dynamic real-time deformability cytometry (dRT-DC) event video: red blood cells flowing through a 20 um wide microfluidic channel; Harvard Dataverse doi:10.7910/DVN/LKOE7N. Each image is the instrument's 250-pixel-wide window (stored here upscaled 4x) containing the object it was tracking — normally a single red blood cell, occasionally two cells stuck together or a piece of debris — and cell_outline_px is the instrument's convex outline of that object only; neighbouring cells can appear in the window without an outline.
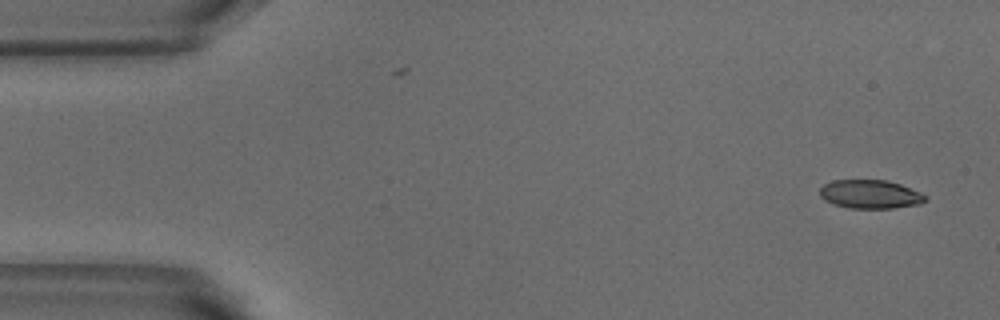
{"species": "common noctule bat (a hibernating species)", "species_latin": "Nyctalus noctula", "temperature_condition": "warm", "stored_images_in_passage": 5, "camera_frame_rate_fps": 3000, "um_per_image_px": 0.085, "animal": {"sex": "male", "body_mass_g": 18.8}, "frame": {"image": 1, "passage_image": 1, "time_ms": 0.0, "image_size_px": [1000, 320], "cell_outline_px": [[928, 200], [920, 204], [892, 208], [848, 208], [824, 200], [820, 196], [820, 188], [824, 184], [832, 180], [888, 180], [900, 184], [920, 192], [928, 196]], "centroid_in_image_um": [73.99, 16.5], "position_along_channel_um": 11.0, "area_um2": 17.69}}
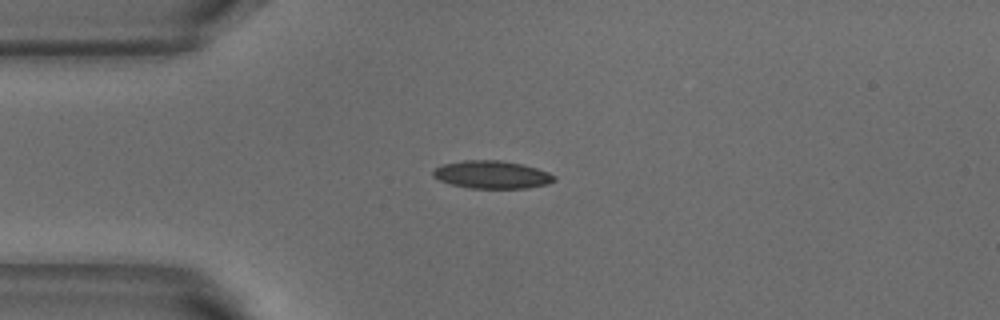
{"frame": {"image": 2, "passage_image": 3, "time_ms": 0.667, "image_size_px": [1000, 320], "cell_outline_px": [[556, 180], [548, 184], [528, 188], [468, 188], [452, 184], [440, 180], [432, 176], [432, 172], [440, 164], [464, 160], [500, 160], [520, 164], [536, 168], [548, 172], [556, 176]], "centroid_in_image_um": [41.81, 14.84], "position_along_channel_um": 43.2, "area_um2": 19.65}}
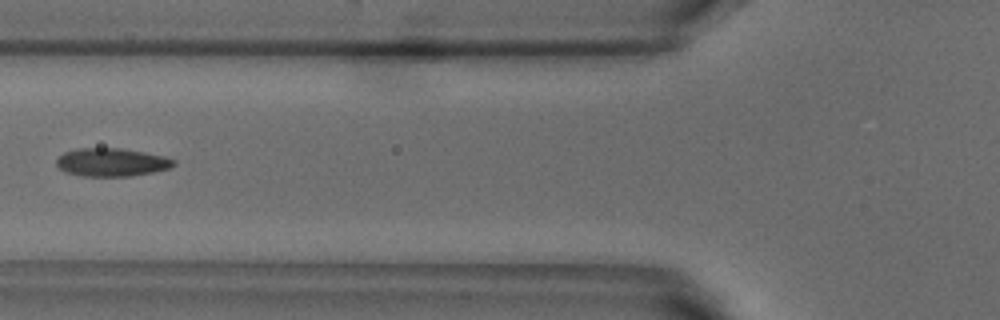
{"frame": {"image": 3, "passage_image": 5, "time_ms": 1.333, "image_size_px": [1000, 320], "cell_outline_px": [[176, 164], [168, 168], [152, 172], [128, 176], [84, 176], [68, 172], [60, 168], [56, 164], [56, 160], [64, 152], [76, 148], [120, 148], [144, 152], [164, 156], [176, 160]], "centroid_in_image_um": [9.49, 13.78], "position_along_channel_um": 116.3, "area_um2": 19.07}}